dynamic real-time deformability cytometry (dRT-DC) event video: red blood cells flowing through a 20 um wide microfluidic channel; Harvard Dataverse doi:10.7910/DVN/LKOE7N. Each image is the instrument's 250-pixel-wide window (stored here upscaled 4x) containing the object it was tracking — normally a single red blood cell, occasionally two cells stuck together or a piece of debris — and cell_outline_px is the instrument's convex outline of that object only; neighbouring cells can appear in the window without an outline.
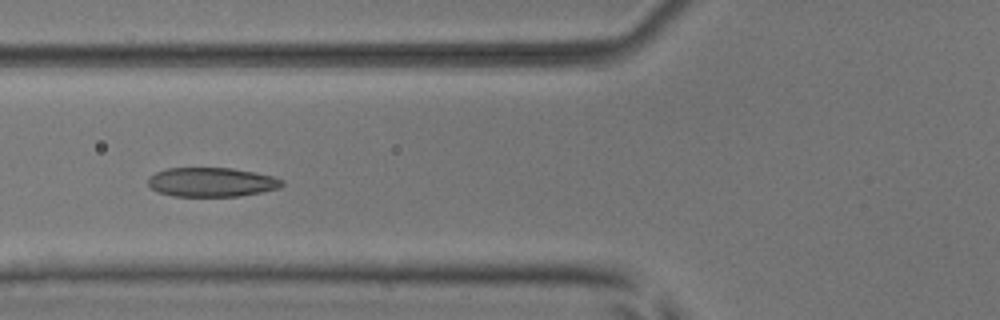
{"species": "common noctule bat (a hibernating species)", "species_latin": "Nyctalus noctula", "temperature_condition": "room temperature", "stored_images_in_passage": 13, "camera_frame_rate_fps": 3000, "um_per_image_px": 0.085, "animal": {"sex": "male", "body_mass_g": 17.9, "forearm_length_mm": 54.2}, "frame": {"image": 1, "passage_image": 6, "time_ms": 1.667, "image_size_px": [1000, 320], "cell_outline_px": [[284, 184], [280, 188], [240, 196], [172, 196], [156, 192], [148, 184], [148, 176], [156, 172], [168, 168], [232, 168], [256, 172], [272, 176], [284, 180]], "centroid_in_image_um": [17.98, 15.48], "position_along_channel_um": 107.8, "area_um2": 22.95}}